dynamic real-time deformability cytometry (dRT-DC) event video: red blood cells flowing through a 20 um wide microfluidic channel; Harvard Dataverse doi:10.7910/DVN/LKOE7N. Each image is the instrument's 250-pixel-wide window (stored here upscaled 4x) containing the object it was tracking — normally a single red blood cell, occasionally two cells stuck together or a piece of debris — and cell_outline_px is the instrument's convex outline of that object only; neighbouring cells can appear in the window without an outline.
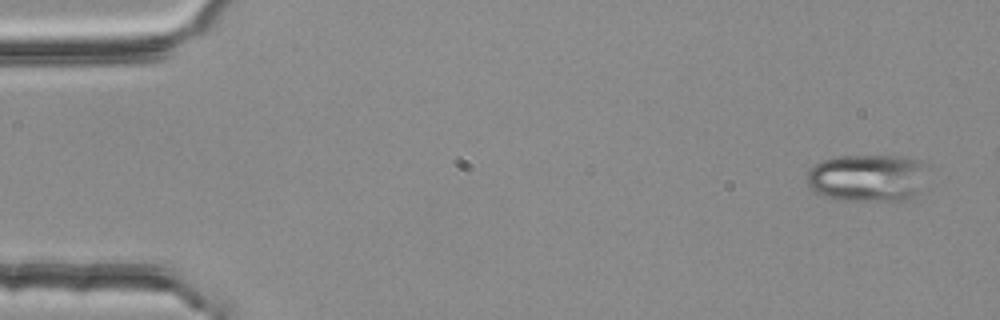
{"species": "common noctule bat (a hibernating species)", "species_latin": "Nyctalus noctula", "temperature_condition": "room temperature", "stored_images_in_passage": 4, "camera_frame_rate_fps": 3000, "um_per_image_px": 0.085, "animal": {"sex": "female", "body_mass_g": 25.1}, "frame": {"image": 1, "passage_image": 1, "time_ms": 0.0, "image_size_px": [1000, 320], "cell_outline_px": [[928, 164], [920, 192], [916, 196], [908, 200], [840, 200], [816, 192], [808, 188], [804, 180], [808, 172], [820, 160], [840, 156], [908, 156], [920, 160]], "centroid_in_image_um": [73.77, 15.1], "position_along_channel_um": 11.2, "area_um2": 33.87}}
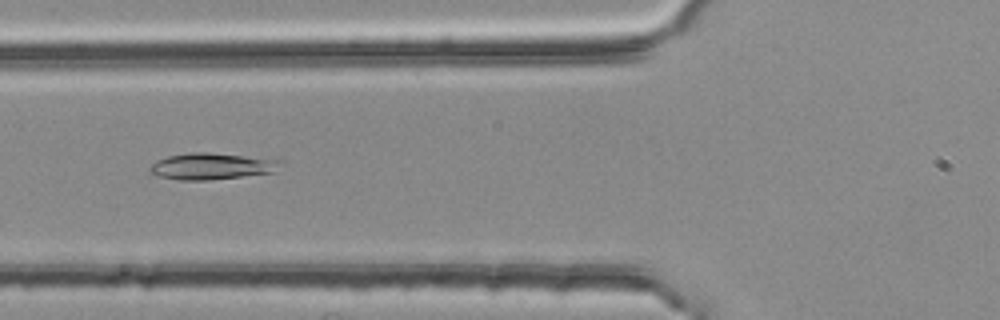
{"frame": {"image": 2, "passage_image": 4, "time_ms": 1.0, "image_size_px": [1000, 320], "cell_outline_px": [[284, 160], [272, 172], [208, 180], [180, 180], [160, 176], [152, 172], [148, 168], [156, 160], [168, 156], [188, 152], [208, 152]], "centroid_in_image_um": [17.95, 14.11], "position_along_channel_um": 107.8, "area_um2": 19.83}}